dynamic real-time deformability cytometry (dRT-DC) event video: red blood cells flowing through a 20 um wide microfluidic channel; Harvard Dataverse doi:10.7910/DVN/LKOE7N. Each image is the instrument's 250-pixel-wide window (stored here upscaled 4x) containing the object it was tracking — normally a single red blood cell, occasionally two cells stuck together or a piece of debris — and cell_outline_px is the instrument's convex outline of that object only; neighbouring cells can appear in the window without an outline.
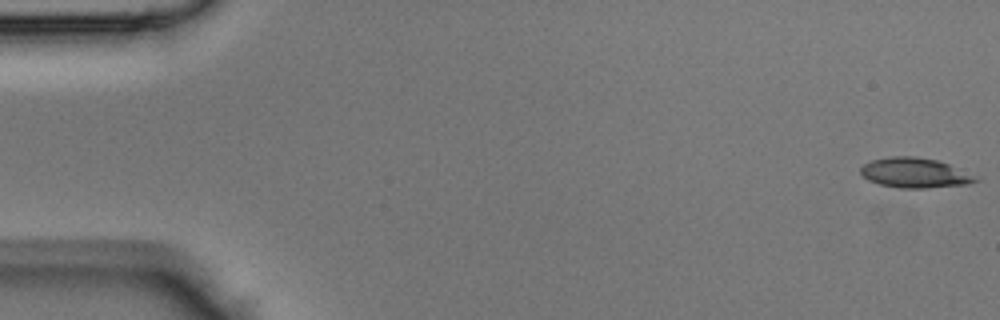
{"species": "Egyptian fruit bat (a non-hibernating species)", "species_latin": "Rousettus aegyptiacus", "temperature_condition": "room temperature", "stored_images_in_passage": 36, "camera_frame_rate_fps": 3000, "um_per_image_px": 0.085, "animal": {"sex": "male"}, "frame": {"image": 1, "passage_image": 1, "time_ms": 0.0, "image_size_px": [1000, 320], "cell_outline_px": [[968, 180], [948, 184], [888, 184], [876, 180], [884, 160], [928, 160], [940, 164]], "centroid_in_image_um": [77.91, 14.71], "position_along_channel_um": 7.1, "area_um2": 12.31}}
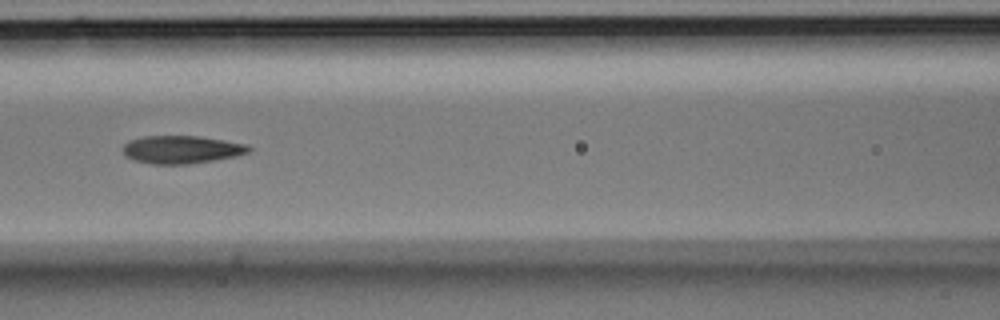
{"frame": {"image": 2, "passage_image": 21, "time_ms": 6.667, "image_size_px": [1000, 320], "cell_outline_px": [[244, 148], [236, 152], [216, 156], [192, 160], [152, 160], [136, 156], [128, 152], [128, 148], [132, 144], [148, 140], [208, 140], [228, 144]], "centroid_in_image_um": [15.35, 12.71], "position_along_channel_um": 151.2, "area_um2": 13.01}}
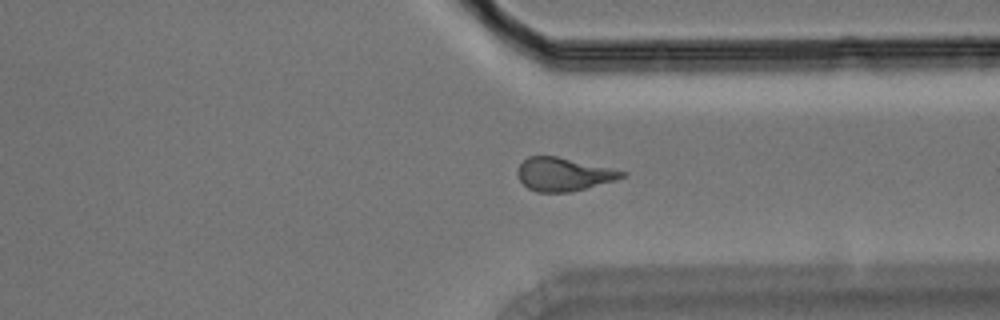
{"frame": {"image": 3, "passage_image": 36, "time_ms": 11.667, "image_size_px": [1000, 320], "cell_outline_px": [[616, 176], [576, 188], [536, 188], [528, 184], [524, 180], [540, 156], [548, 156], [564, 160]], "centroid_in_image_um": [47.79, 14.82], "position_along_channel_um": 363.6, "area_um2": 13.12}}